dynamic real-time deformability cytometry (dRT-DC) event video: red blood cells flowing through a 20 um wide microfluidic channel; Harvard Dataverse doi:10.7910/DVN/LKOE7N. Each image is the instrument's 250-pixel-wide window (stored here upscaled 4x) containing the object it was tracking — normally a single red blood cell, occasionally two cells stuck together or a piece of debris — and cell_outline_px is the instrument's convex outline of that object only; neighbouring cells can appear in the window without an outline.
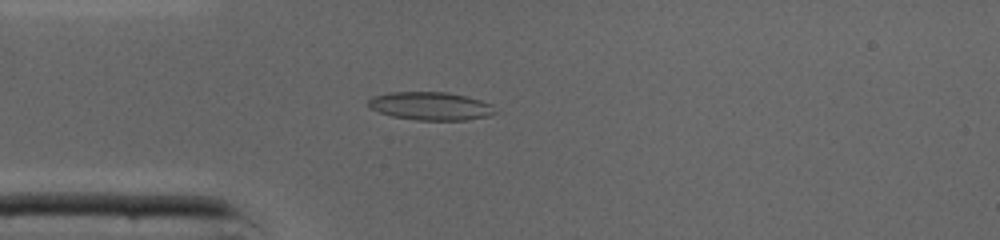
{"species": "common noctule bat (a hibernating species)", "species_latin": "Nyctalus noctula", "temperature_condition": "cold", "stored_images_in_passage": 45, "camera_frame_rate_fps": 3000, "um_per_image_px": 0.085, "animal": {"sex": "male", "body_mass_g": 19.0, "forearm_length_mm": 50.8}, "frame": {"image": 1, "passage_image": 11, "time_ms": 3.333, "image_size_px": [1000, 240], "cell_outline_px": [[496, 112], [488, 116], [468, 120], [416, 120], [392, 116], [380, 112], [372, 108], [368, 104], [368, 100], [372, 96], [392, 92], [444, 92], [464, 96], [480, 100], [492, 104]], "centroid_in_image_um": [36.61, 9.02], "position_along_channel_um": 48.4, "area_um2": 20.63}}
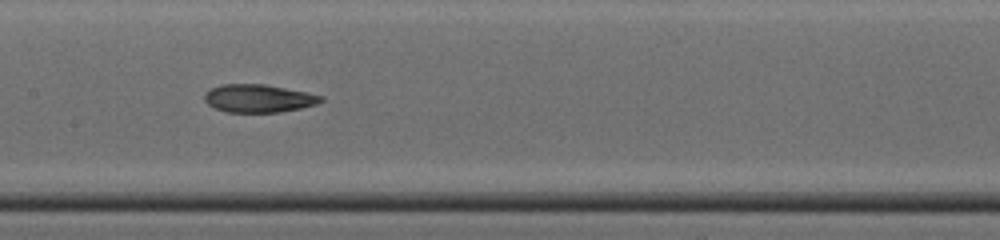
{"frame": {"image": 2, "passage_image": 21, "time_ms": 6.667, "image_size_px": [1000, 240], "cell_outline_px": [[324, 100], [316, 104], [300, 108], [280, 112], [228, 112], [216, 108], [208, 104], [204, 100], [204, 92], [212, 88], [224, 84], [264, 84], [308, 92], [324, 96]], "centroid_in_image_um": [21.99, 8.36], "position_along_channel_um": 185.4, "area_um2": 18.96}}
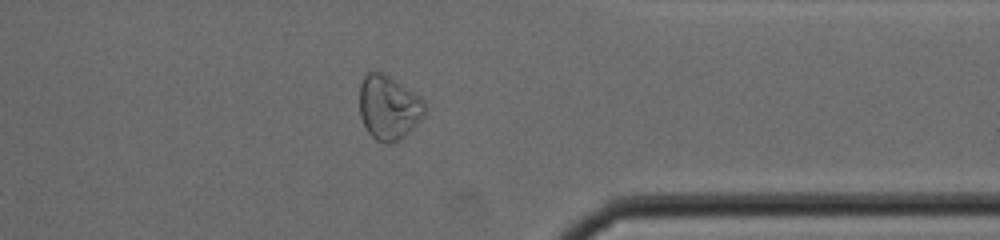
{"frame": {"image": 3, "passage_image": 35, "time_ms": 11.333, "image_size_px": [1000, 240], "cell_outline_px": [[428, 108], [420, 120], [408, 132], [396, 140], [388, 144], [384, 144], [376, 140], [368, 132], [360, 116], [360, 84], [364, 76], [368, 72], [380, 72], [388, 76], [420, 96], [424, 100]], "centroid_in_image_um": [33.04, 9.14], "position_along_channel_um": 378.4, "area_um2": 24.22}, "authors_computed_cell_mechanics": {"area_um2": 20.8658, "velocity_mm_per_s": 4.3604, "shape_relaxation_time_tau1_ms": null, "shape_relaxation_time_tau2_ms": 4.2975, "deformation_change_tau1": null, "deformation_change_tau2": 0.1219}}